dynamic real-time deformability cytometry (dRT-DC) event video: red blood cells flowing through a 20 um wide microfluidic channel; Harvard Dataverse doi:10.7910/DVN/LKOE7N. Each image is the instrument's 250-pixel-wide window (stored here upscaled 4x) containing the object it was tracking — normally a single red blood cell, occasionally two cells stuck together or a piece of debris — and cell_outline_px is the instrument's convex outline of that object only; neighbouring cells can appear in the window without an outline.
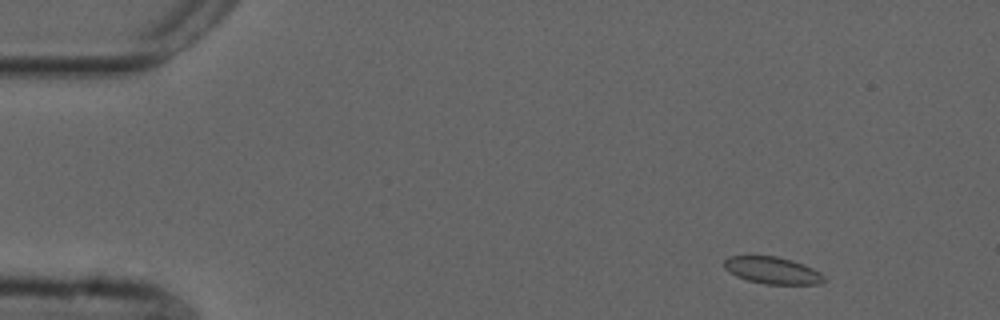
{"species": "common noctule bat (a hibernating species)", "species_latin": "Nyctalus noctula", "temperature_condition": "cold", "stored_images_in_passage": 52, "camera_frame_rate_fps": 3000, "um_per_image_px": 0.085, "animal": {"sex": "male", "forearm_length_mm": 52.5}, "frame": {"image": 1, "passage_image": 3, "time_ms": 0.667, "image_size_px": [1000, 320], "cell_outline_px": [[828, 280], [820, 284], [764, 284], [748, 280], [736, 276], [724, 268], [724, 260], [728, 256], [776, 256], [792, 260], [804, 264], [820, 272]], "centroid_in_image_um": [65.68, 22.98], "position_along_channel_um": 19.3, "area_um2": 15.78}}
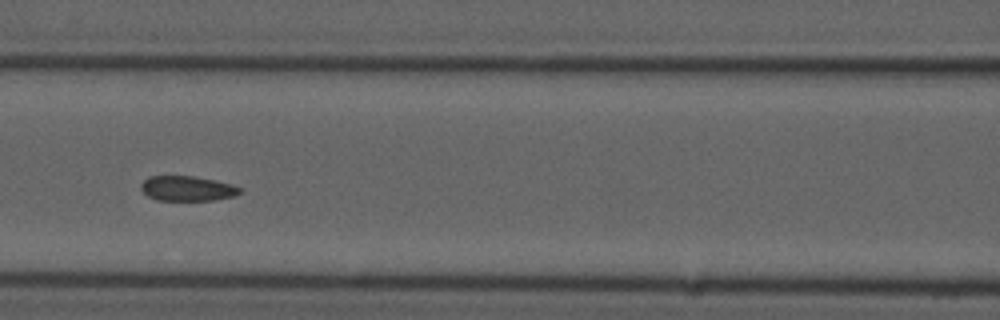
{"frame": {"image": 2, "passage_image": 21, "time_ms": 6.667, "image_size_px": [1000, 320], "cell_outline_px": [[244, 188], [236, 196], [212, 200], [156, 200], [148, 196], [140, 188], [140, 184], [148, 176], [192, 176], [216, 180], [232, 184]], "centroid_in_image_um": [15.94, 16.02], "position_along_channel_um": 150.7, "area_um2": 14.51}}
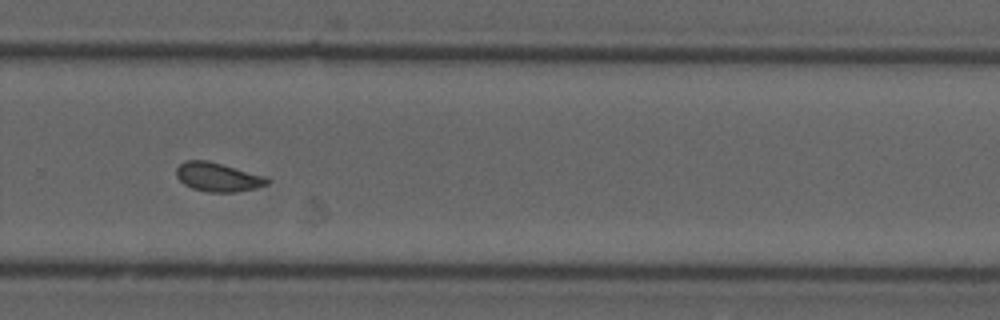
{"frame": {"image": 3, "passage_image": 34, "time_ms": 11.0, "image_size_px": [1000, 320], "cell_outline_px": [[272, 180], [268, 184], [256, 188], [232, 192], [208, 192], [192, 188], [184, 184], [176, 176], [176, 168], [184, 160], [208, 160], [264, 176]], "centroid_in_image_um": [18.5, 15.05], "position_along_channel_um": 311.3, "area_um2": 15.26}, "authors_computed_cell_mechanics": {"area_um2": 15.5482, "velocity_mm_per_s": 3.7232, "shape_relaxation_time_tau1_ms": 6.5117, "shape_relaxation_time_tau2_ms": 2.0686, "deformation_change_tau1": 0.1041, "deformation_change_tau2": 0.0599}}